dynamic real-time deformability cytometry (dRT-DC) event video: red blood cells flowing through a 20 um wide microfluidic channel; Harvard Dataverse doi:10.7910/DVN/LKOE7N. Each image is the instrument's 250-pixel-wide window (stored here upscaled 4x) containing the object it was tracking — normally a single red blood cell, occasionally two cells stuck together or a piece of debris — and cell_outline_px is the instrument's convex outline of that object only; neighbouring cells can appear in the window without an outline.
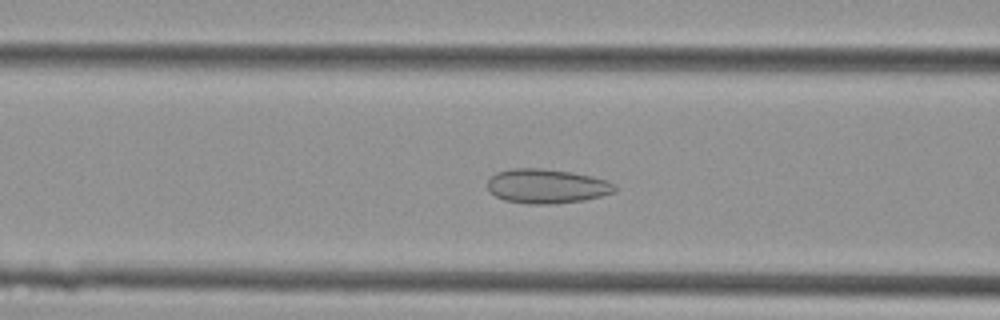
{"species": "Egyptian fruit bat (a non-hibernating species)", "species_latin": "Rousettus aegyptiacus", "temperature_condition": "cold", "stored_images_in_passage": 15, "camera_frame_rate_fps": 3000, "um_per_image_px": 0.085, "animal": {"sex": "female"}, "frame": {"image": 1, "passage_image": 4, "time_ms": 1.0, "image_size_px": [1000, 320], "cell_outline_px": [[616, 192], [584, 200], [552, 204], [524, 204], [504, 200], [496, 196], [488, 188], [488, 180], [496, 172], [512, 168], [540, 168], [572, 172], [592, 176], [608, 180], [616, 184]], "centroid_in_image_um": [46.5, 15.82], "position_along_channel_um": 120.1, "area_um2": 25.66}}
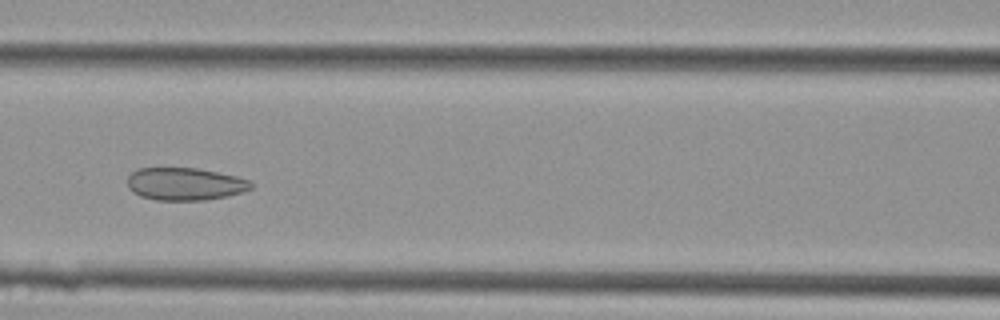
{"frame": {"image": 2, "passage_image": 6, "time_ms": 1.667, "image_size_px": [1000, 320], "cell_outline_px": [[252, 188], [228, 196], [204, 200], [156, 200], [140, 196], [132, 192], [128, 188], [128, 176], [136, 168], [196, 168], [236, 176], [248, 180], [252, 184]], "centroid_in_image_um": [15.68, 15.64], "position_along_channel_um": 150.9, "area_um2": 23.41}}